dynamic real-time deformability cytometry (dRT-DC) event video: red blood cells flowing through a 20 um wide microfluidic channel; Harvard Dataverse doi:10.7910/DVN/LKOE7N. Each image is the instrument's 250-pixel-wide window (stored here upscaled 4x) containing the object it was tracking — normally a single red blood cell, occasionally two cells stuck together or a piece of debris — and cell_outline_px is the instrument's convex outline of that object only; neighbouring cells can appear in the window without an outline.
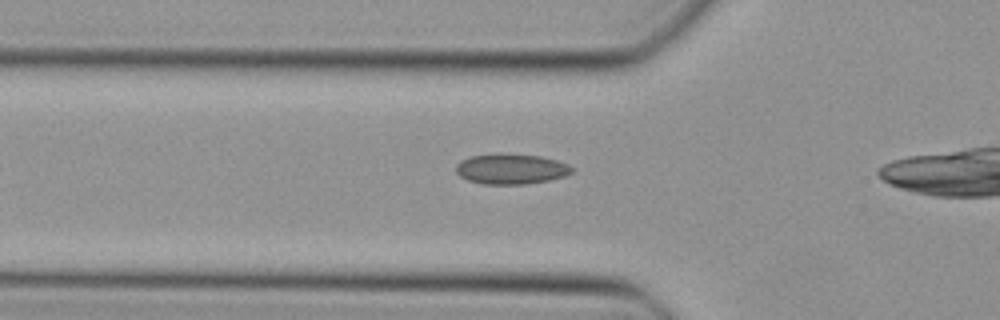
{"species": "Egyptian fruit bat (a non-hibernating species)", "species_latin": "Rousettus aegyptiacus", "temperature_condition": "cold", "stored_images_in_passage": 5, "camera_frame_rate_fps": 3000, "um_per_image_px": 0.085, "animal": {"sex": "female"}, "frame": {"image": 1, "passage_image": 3, "time_ms": 0.667, "image_size_px": [1000, 320], "cell_outline_px": [[576, 168], [572, 172], [564, 176], [548, 180], [524, 184], [484, 184], [468, 180], [460, 176], [456, 172], [456, 164], [460, 160], [468, 156], [496, 152], [500, 152], [540, 156], [556, 160], [568, 164]], "centroid_in_image_um": [43.41, 14.33], "position_along_channel_um": 82.4, "area_um2": 20.87}}